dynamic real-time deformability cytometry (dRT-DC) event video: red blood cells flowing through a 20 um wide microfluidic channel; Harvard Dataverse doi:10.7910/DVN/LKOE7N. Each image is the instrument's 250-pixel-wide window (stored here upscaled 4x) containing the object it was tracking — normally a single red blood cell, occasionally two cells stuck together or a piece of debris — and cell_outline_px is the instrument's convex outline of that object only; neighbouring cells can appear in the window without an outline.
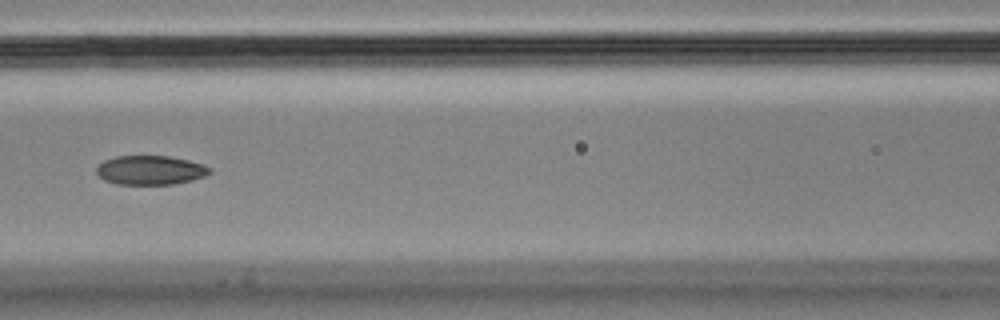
{"species": "Egyptian fruit bat (a non-hibernating species)", "species_latin": "Rousettus aegyptiacus", "temperature_condition": "cold", "stored_images_in_passage": 7, "camera_frame_rate_fps": 3000, "um_per_image_px": 0.085, "animal": {"sex": "male"}, "frame": {"image": 1, "passage_image": 6, "time_ms": 1.667, "image_size_px": [1000, 320], "cell_outline_px": [[212, 172], [204, 176], [192, 180], [172, 184], [116, 184], [104, 180], [96, 172], [96, 168], [104, 160], [116, 156], [168, 156], [188, 160], [204, 164], [212, 168]], "centroid_in_image_um": [12.8, 14.46], "position_along_channel_um": 153.8, "area_um2": 19.25}}
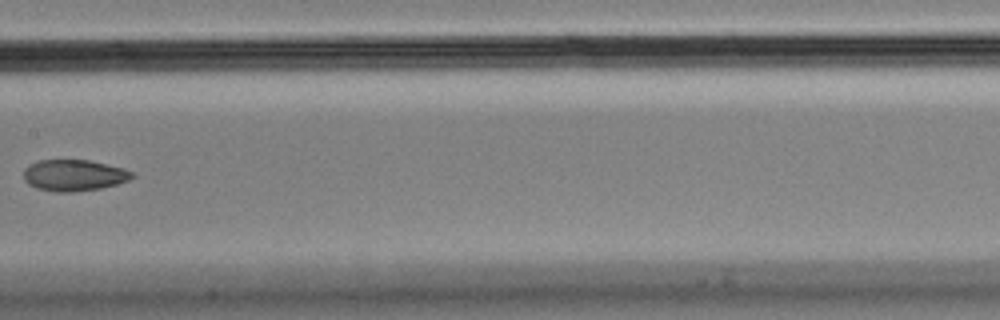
{"frame": {"image": 2, "passage_image": 7, "time_ms": 2.0, "image_size_px": [1000, 320], "cell_outline_px": [[136, 176], [128, 180], [116, 184], [100, 188], [72, 192], [56, 192], [36, 188], [28, 184], [24, 180], [24, 168], [28, 164], [40, 160], [88, 160], [124, 168], [132, 172]], "centroid_in_image_um": [6.26, 14.9], "position_along_channel_um": 201.1, "area_um2": 19.83}}